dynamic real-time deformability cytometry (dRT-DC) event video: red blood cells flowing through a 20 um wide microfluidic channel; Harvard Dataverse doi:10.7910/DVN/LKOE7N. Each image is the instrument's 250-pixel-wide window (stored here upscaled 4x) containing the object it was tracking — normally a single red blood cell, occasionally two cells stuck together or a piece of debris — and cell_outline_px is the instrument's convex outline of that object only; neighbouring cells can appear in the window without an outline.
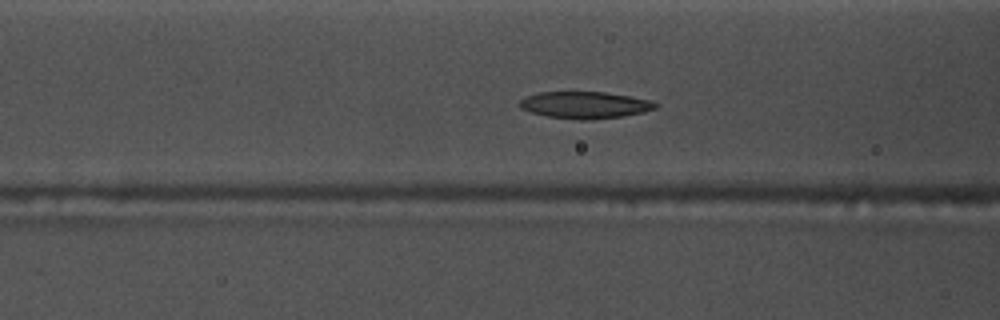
{"species": "common noctule bat (a hibernating species)", "species_latin": "Nyctalus noctula", "temperature_condition": "warm", "stored_images_in_passage": 56, "camera_frame_rate_fps": 3000, "um_per_image_px": 0.085, "animal": {"sex": "male", "body_mass_g": 17.5, "forearm_length_mm": 52.3}, "frame": {"image": 1, "passage_image": 22, "time_ms": 7.0, "image_size_px": [1000, 320], "cell_outline_px": [[660, 104], [656, 108], [644, 112], [624, 116], [592, 120], [584, 120], [548, 116], [532, 112], [520, 108], [516, 104], [520, 100], [536, 92], [604, 92], [652, 100]], "centroid_in_image_um": [49.74, 8.92], "position_along_channel_um": 116.9, "area_um2": 21.33}}
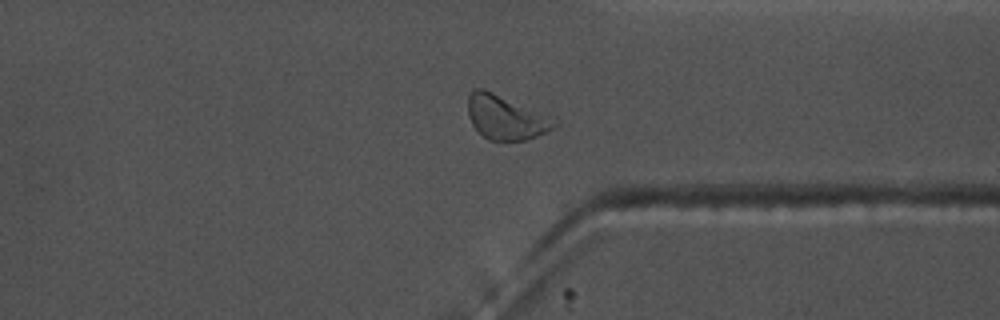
{"frame": {"image": 2, "passage_image": 43, "time_ms": 14.0, "image_size_px": [1000, 320], "cell_outline_px": [[560, 124], [528, 140], [488, 140], [472, 124], [468, 116], [468, 96], [476, 88], [484, 88], [556, 116], [560, 120]], "centroid_in_image_um": [43.07, 9.95], "position_along_channel_um": 368.3, "area_um2": 22.83}}
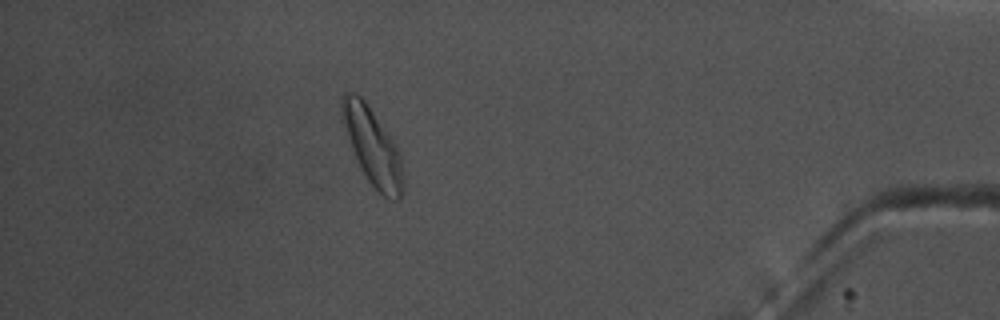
{"frame": {"image": 3, "passage_image": 50, "time_ms": 16.333, "image_size_px": [1000, 320], "cell_outline_px": [[404, 192], [400, 200], [388, 200], [368, 180], [356, 164], [352, 152], [340, 112], [340, 100], [348, 92], [352, 92], [360, 96], [364, 100], [388, 132], [400, 152], [404, 168]], "centroid_in_image_um": [31.69, 12.52], "position_along_channel_um": 403.5, "area_um2": 27.86}, "authors_computed_cell_mechanics": {"area_um2": 21.964, "velocity_mm_per_s": 3.6182, "shape_relaxation_time_tau1_ms": 4.9098, "shape_relaxation_time_tau2_ms": 10.8669, "deformation_change_tau1": 0.1235, "deformation_change_tau2": 0.1759}}